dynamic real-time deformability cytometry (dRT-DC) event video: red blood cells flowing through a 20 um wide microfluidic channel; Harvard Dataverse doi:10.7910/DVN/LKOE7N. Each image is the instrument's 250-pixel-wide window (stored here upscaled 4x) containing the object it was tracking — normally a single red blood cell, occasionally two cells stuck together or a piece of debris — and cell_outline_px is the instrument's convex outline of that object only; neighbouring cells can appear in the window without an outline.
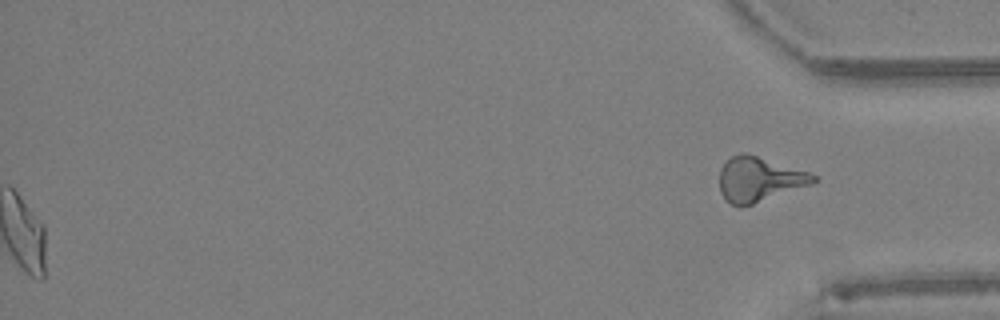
{"species": "Egyptian fruit bat (a non-hibernating species)", "species_latin": "Rousettus aegyptiacus", "temperature_condition": "warm", "stored_images_in_passage": 39, "segment_of_instrument_passage": [2, 2], "camera_frame_rate_fps": 3000, "um_per_image_px": 0.085, "animal": {"sex": "female"}, "frame": {"image": 1, "passage_image": 39, "time_ms": 12.667, "image_size_px": [1000, 320], "cell_outline_px": [[816, 180], [812, 184], [740, 208], [732, 204], [720, 192], [720, 168], [732, 156], [740, 152], [744, 152], [808, 172], [816, 176]], "centroid_in_image_um": [64.5, 15.24], "position_along_channel_um": 370.7, "area_um2": 23.99}}